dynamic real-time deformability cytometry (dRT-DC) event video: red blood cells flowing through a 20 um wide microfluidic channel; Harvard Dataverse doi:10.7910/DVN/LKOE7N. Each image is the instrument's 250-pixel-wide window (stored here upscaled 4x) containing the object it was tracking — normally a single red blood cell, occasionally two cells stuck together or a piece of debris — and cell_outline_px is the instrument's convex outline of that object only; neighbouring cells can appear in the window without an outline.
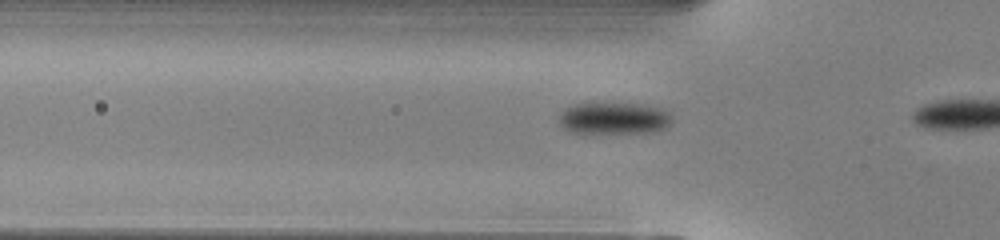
{"species": "common noctule bat (a hibernating species)", "species_latin": "Nyctalus noctula", "temperature_condition": "warm", "stored_images_in_passage": 11, "camera_frame_rate_fps": 3000, "um_per_image_px": 0.085, "animal": {"sex": "male", "body_mass_g": 13.0, "forearm_length_mm": 53.1}, "frame": {"image": 1, "passage_image": 10, "time_ms": 3.0, "image_size_px": [1000, 240], "cell_outline_px": [[672, 120], [664, 128], [652, 132], [568, 132], [560, 124], [560, 112], [564, 108], [584, 100], [592, 100], [640, 104], [660, 108], [668, 112], [672, 116]], "centroid_in_image_um": [52.11, 9.98], "position_along_channel_um": 73.7, "area_um2": 21.62}}